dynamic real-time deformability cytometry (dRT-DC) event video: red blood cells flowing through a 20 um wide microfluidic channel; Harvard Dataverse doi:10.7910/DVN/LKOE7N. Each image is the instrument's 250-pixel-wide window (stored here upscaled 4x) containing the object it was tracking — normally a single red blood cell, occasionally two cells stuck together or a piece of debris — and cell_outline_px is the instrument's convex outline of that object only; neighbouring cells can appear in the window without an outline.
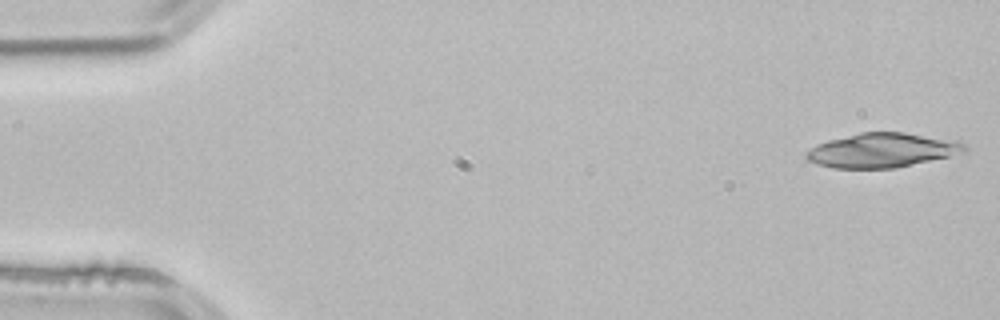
{"species": "common noctule bat (a hibernating species)", "species_latin": "Nyctalus noctula", "temperature_condition": "room temperature", "stored_images_in_passage": 5, "camera_frame_rate_fps": 3000, "um_per_image_px": 0.085, "animal": {"sex": "male", "body_mass_g": 21.5, "forearm_length_mm": 52.0}, "frame": {"image": 1, "passage_image": 1, "time_ms": 0.0, "image_size_px": [1000, 320], "cell_outline_px": [[968, 148], [964, 152], [948, 156], [896, 168], [832, 168], [808, 160], [804, 156], [812, 148], [828, 140], [860, 132], [904, 132], [956, 140], [964, 144]], "centroid_in_image_um": [75.01, 12.77], "position_along_channel_um": 10.0, "area_um2": 31.33}}